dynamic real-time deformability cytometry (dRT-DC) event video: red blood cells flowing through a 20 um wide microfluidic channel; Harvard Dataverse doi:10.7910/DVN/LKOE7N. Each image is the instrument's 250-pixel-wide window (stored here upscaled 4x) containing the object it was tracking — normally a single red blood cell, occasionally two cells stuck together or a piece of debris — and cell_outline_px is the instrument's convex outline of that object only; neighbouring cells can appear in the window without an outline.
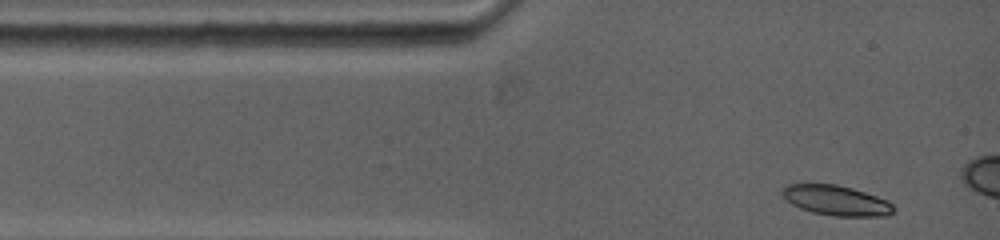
{"species": "common noctule bat (a hibernating species)", "species_latin": "Nyctalus noctula", "temperature_condition": "warm", "stored_images_in_passage": 8, "camera_frame_rate_fps": 5000, "um_per_image_px": 0.085, "animal": {"sex": "female", "body_mass_g": 19.0, "forearm_length_mm": 53.3}, "frame": {"image": 1, "passage_image": 1, "time_ms": 0.0, "image_size_px": [1000, 240], "cell_outline_px": [[896, 208], [892, 212], [884, 216], [832, 216], [812, 212], [800, 208], [792, 204], [780, 192], [784, 184], [836, 184], [852, 188], [888, 200]], "centroid_in_image_um": [71.07, 17.03], "position_along_channel_um": 13.9, "area_um2": 19.48}}